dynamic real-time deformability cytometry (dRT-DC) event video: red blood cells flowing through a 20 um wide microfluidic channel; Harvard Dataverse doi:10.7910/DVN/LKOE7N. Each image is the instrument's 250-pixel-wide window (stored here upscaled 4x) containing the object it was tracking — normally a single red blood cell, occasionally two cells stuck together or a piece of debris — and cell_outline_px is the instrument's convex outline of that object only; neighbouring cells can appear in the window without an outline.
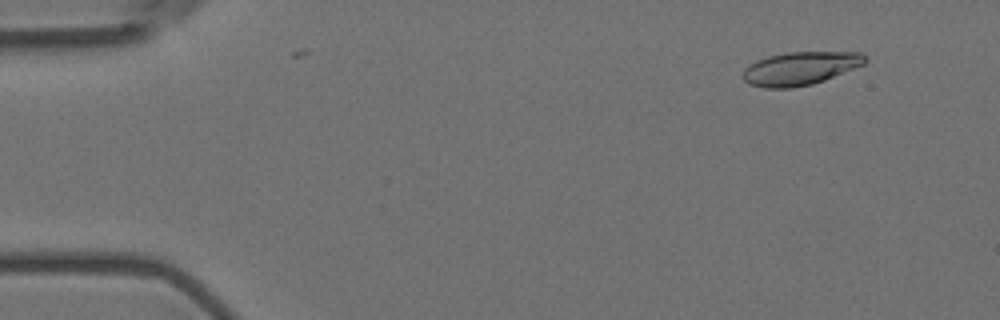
{"species": "Egyptian fruit bat (a non-hibernating species)", "species_latin": "Rousettus aegyptiacus", "temperature_condition": "room temperature", "stored_images_in_passage": 7, "camera_frame_rate_fps": 3000, "um_per_image_px": 0.085, "animal": {"sex": "female"}, "frame": {"image": 1, "passage_image": 6, "time_ms": 1.667, "image_size_px": [1000, 320], "cell_outline_px": [[868, 60], [864, 64], [824, 80], [812, 84], [792, 88], [764, 88], [748, 84], [740, 76], [744, 68], [748, 64], [756, 60], [768, 56], [788, 52], [860, 52]], "centroid_in_image_um": [67.95, 5.82], "position_along_channel_um": 17.0, "area_um2": 23.81}}